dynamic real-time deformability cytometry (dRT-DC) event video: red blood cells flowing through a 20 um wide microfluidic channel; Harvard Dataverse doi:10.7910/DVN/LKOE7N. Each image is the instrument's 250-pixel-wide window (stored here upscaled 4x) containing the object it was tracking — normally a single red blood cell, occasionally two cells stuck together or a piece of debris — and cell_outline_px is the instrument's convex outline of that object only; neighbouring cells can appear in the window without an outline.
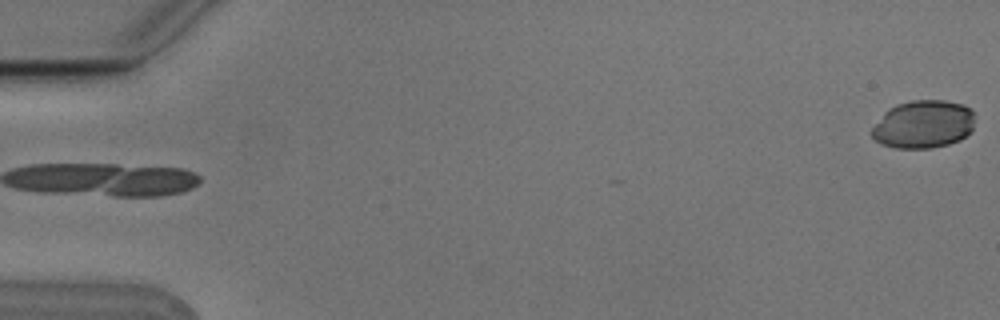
{"species": "Egyptian fruit bat (a non-hibernating species)", "species_latin": "Rousettus aegyptiacus", "temperature_condition": "cold", "stored_images_in_passage": 9, "camera_frame_rate_fps": 3000, "um_per_image_px": 0.085, "animal": {"sex": "male"}, "frame": {"image": 1, "passage_image": 1, "time_ms": 0.0, "image_size_px": [1000, 320], "cell_outline_px": [[972, 128], [960, 140], [948, 144], [932, 148], [896, 148], [880, 144], [872, 136], [872, 128], [884, 112], [888, 108], [896, 104], [912, 100], [944, 100], [964, 104], [972, 112]], "centroid_in_image_um": [78.45, 10.56], "position_along_channel_um": 6.6, "area_um2": 28.67}}
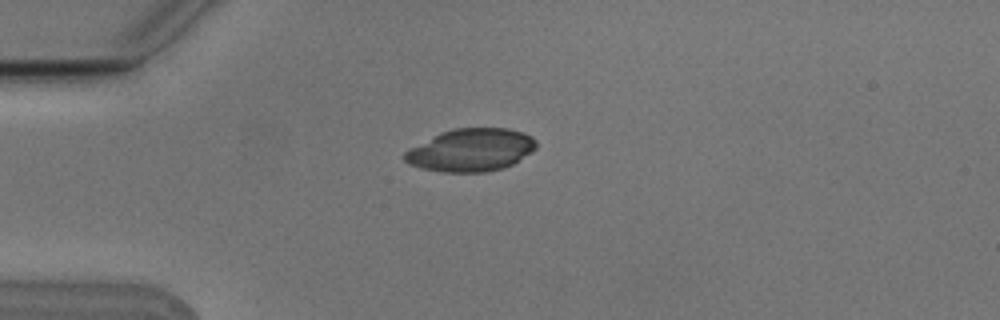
{"frame": {"image": 2, "passage_image": 4, "time_ms": 1.0, "image_size_px": [1000, 320], "cell_outline_px": [[536, 148], [532, 152], [512, 164], [504, 168], [484, 172], [440, 172], [420, 168], [408, 164], [404, 160], [404, 152], [408, 148], [440, 132], [452, 128], [508, 128], [524, 132], [532, 136], [536, 140]], "centroid_in_image_um": [40.01, 12.75], "position_along_channel_um": 45.0, "area_um2": 33.12}}